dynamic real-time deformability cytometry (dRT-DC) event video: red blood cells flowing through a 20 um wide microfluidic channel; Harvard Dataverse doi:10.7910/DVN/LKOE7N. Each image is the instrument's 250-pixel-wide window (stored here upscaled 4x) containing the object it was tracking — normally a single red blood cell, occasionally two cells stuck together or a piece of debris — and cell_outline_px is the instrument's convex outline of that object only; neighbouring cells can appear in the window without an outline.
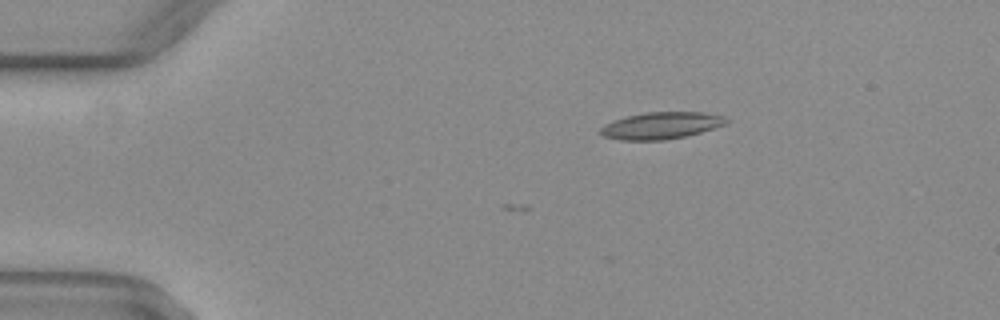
{"species": "common noctule bat (a hibernating species)", "species_latin": "Nyctalus noctula", "temperature_condition": "warm", "stored_images_in_passage": 3, "camera_frame_rate_fps": 3000, "um_per_image_px": 0.085, "animal": {"sex": "female", "body_mass_g": 29.2, "forearm_length_mm": 56.3}, "frame": {"image": 1, "passage_image": 3, "time_ms": 0.667, "image_size_px": [1000, 320], "cell_outline_px": [[728, 120], [724, 124], [700, 132], [684, 136], [664, 140], [620, 140], [604, 136], [600, 132], [600, 128], [616, 120], [628, 116], [648, 112], [704, 112], [720, 116]], "centroid_in_image_um": [56.18, 10.67], "position_along_channel_um": 28.8, "area_um2": 19.13}}